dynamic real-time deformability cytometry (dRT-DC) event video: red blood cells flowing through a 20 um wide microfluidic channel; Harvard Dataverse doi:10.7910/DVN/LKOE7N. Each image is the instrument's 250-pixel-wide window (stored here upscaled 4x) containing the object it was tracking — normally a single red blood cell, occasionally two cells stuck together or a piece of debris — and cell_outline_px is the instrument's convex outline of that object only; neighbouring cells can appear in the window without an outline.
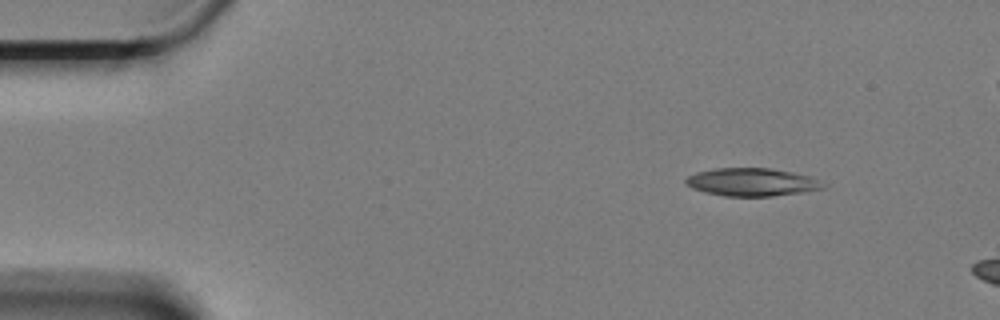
{"species": "Egyptian fruit bat (a non-hibernating species)", "species_latin": "Rousettus aegyptiacus", "temperature_condition": "cold", "stored_images_in_passage": 7, "camera_frame_rate_fps": 3000, "um_per_image_px": 0.085, "animal": {"sex": "female"}, "frame": {"image": 1, "passage_image": 1, "time_ms": 0.0, "image_size_px": [1000, 320], "cell_outline_px": [[828, 184], [824, 188], [800, 192], [772, 196], [724, 196], [704, 192], [692, 188], [684, 180], [688, 176], [696, 172], [716, 168], [772, 168], [792, 172], [808, 176]], "centroid_in_image_um": [63.9, 15.47], "position_along_channel_um": 21.1, "area_um2": 22.25}}